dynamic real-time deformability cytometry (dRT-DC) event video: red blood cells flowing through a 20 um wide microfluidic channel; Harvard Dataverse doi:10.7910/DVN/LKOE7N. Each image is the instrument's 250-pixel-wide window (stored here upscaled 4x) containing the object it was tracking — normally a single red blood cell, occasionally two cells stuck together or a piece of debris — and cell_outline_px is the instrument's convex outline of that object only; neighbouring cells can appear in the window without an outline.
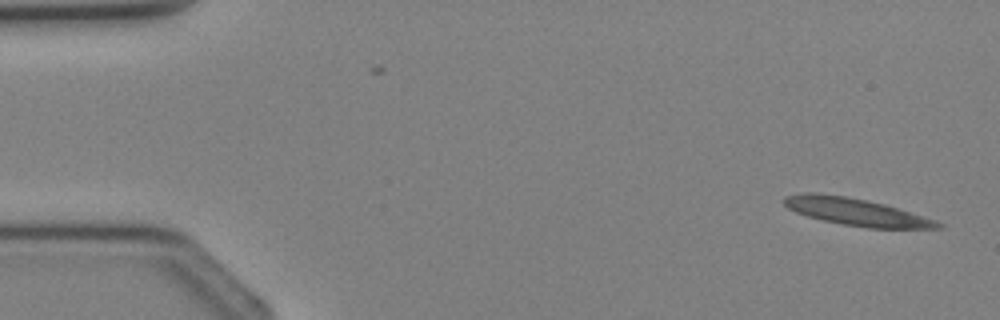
{"species": "Egyptian fruit bat (a non-hibernating species)", "species_latin": "Rousettus aegyptiacus", "temperature_condition": "cold", "stored_images_in_passage": 9, "camera_frame_rate_fps": 3000, "um_per_image_px": 0.085, "animal": {"sex": "female"}, "frame": {"image": 1, "passage_image": 1, "time_ms": 0.0, "image_size_px": [1000, 320], "cell_outline_px": [[944, 224], [940, 228], [868, 228], [844, 224], [824, 220], [808, 216], [796, 212], [788, 208], [784, 204], [784, 196], [804, 192], [816, 192], [844, 196], [868, 200], [884, 204], [936, 220]], "centroid_in_image_um": [72.75, 18.0], "position_along_channel_um": 12.2, "area_um2": 24.16}}
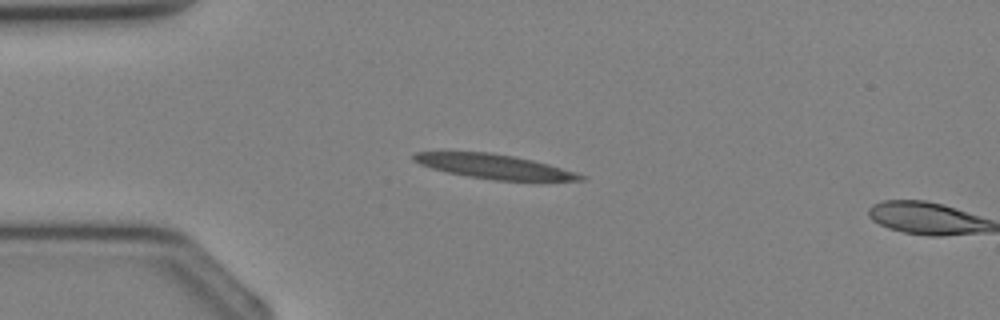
{"frame": {"image": 2, "passage_image": 8, "time_ms": 2.333, "image_size_px": [1000, 320], "cell_outline_px": [[588, 176], [584, 180], [496, 180], [468, 176], [448, 172], [432, 168], [420, 164], [412, 160], [412, 156], [416, 152], [488, 152], [516, 156], [548, 164], [576, 172]], "centroid_in_image_um": [42.01, 14.14], "position_along_channel_um": 43.0, "area_um2": 23.41}}